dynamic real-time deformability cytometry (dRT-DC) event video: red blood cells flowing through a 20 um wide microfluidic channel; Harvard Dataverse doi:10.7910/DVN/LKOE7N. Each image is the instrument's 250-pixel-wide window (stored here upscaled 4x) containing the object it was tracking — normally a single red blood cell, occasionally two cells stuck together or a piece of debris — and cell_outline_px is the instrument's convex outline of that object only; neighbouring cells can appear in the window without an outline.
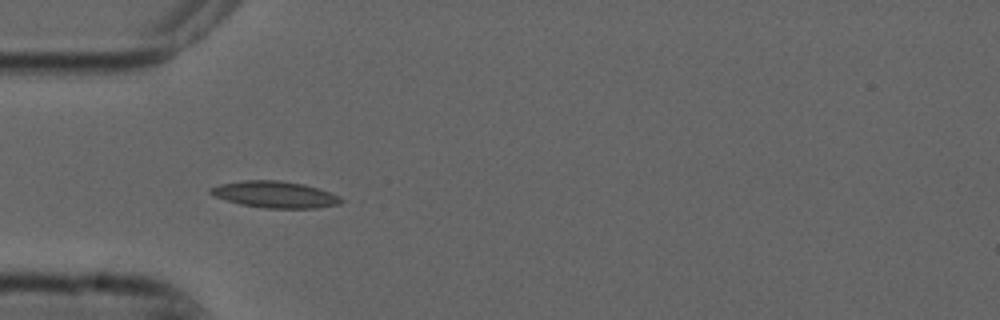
{"species": "common noctule bat (a hibernating species)", "species_latin": "Nyctalus noctula", "temperature_condition": "cold", "stored_images_in_passage": 7, "camera_frame_rate_fps": 3000, "um_per_image_px": 0.085, "animal": {"sex": "male", "forearm_length_mm": 52.5}, "frame": {"image": 1, "passage_image": 2, "time_ms": 0.333, "image_size_px": [1000, 320], "cell_outline_px": [[344, 200], [340, 204], [316, 208], [264, 208], [240, 204], [216, 196], [208, 192], [208, 188], [220, 184], [244, 180], [280, 180], [304, 184], [340, 196]], "centroid_in_image_um": [23.37, 16.53], "position_along_channel_um": 61.6, "area_um2": 20.11}}
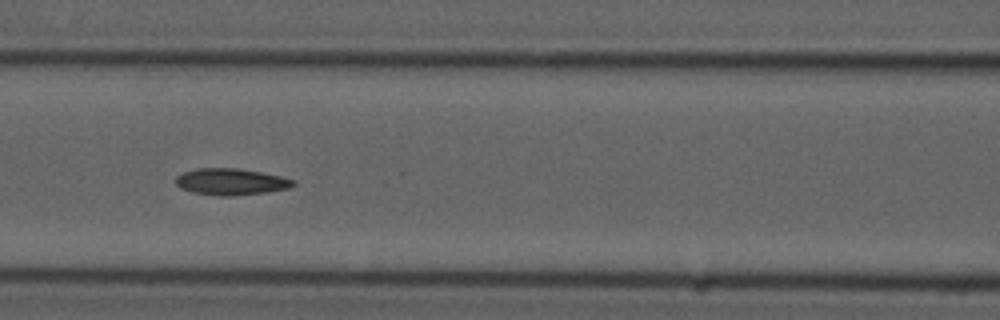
{"frame": {"image": 2, "passage_image": 4, "time_ms": 1.0, "image_size_px": [1000, 320], "cell_outline_px": [[296, 184], [288, 188], [268, 192], [232, 196], [220, 196], [192, 192], [180, 188], [176, 184], [176, 176], [184, 172], [196, 168], [236, 168], [260, 172], [280, 176], [296, 180]], "centroid_in_image_um": [19.63, 15.45], "position_along_channel_um": 147.0, "area_um2": 18.21}}
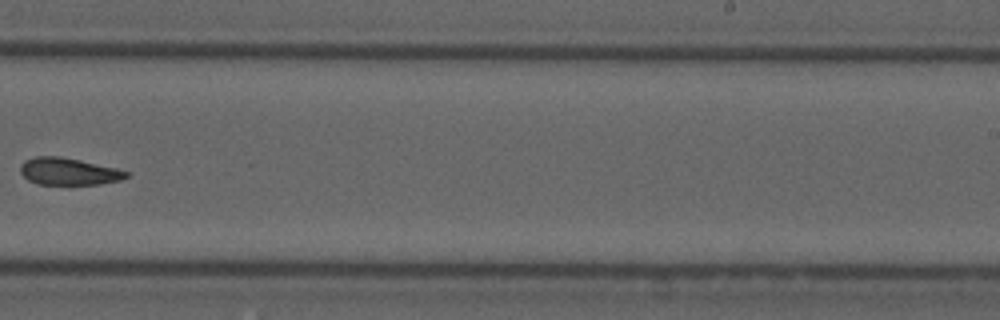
{"frame": {"image": 3, "passage_image": 7, "time_ms": 2.0, "image_size_px": [1000, 320], "cell_outline_px": [[128, 176], [120, 180], [100, 184], [72, 188], [36, 184], [28, 180], [20, 172], [20, 164], [24, 160], [36, 156], [60, 156], [80, 160], [116, 168], [128, 172]], "centroid_in_image_um": [5.8, 14.63], "position_along_channel_um": 283.2, "area_um2": 17.63}}